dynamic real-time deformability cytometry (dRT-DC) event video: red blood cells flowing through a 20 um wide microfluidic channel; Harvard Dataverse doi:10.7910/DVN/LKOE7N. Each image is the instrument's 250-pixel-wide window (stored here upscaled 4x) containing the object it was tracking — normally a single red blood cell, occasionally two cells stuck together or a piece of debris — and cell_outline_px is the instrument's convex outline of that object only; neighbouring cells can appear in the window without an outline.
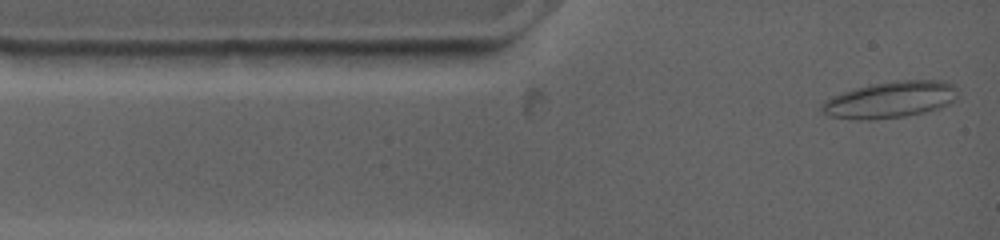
{"species": "common noctule bat (a hibernating species)", "species_latin": "Nyctalus noctula", "temperature_condition": "warm", "stored_images_in_passage": 82, "camera_frame_rate_fps": 4500, "um_per_image_px": 0.085, "animal": {"sex": "female", "body_mass_g": 19.0, "forearm_length_mm": 53.3}, "frame": {"image": 1, "passage_image": 3, "time_ms": 0.222, "image_size_px": [1000, 240], "cell_outline_px": [[952, 100], [948, 104], [924, 112], [904, 116], [868, 120], [860, 120], [828, 116], [820, 108], [820, 104], [824, 100], [832, 96], [856, 88], [872, 84], [896, 80], [936, 80], [952, 84]], "centroid_in_image_um": [75.54, 8.48], "position_along_channel_um": 9.5, "area_um2": 28.21}}
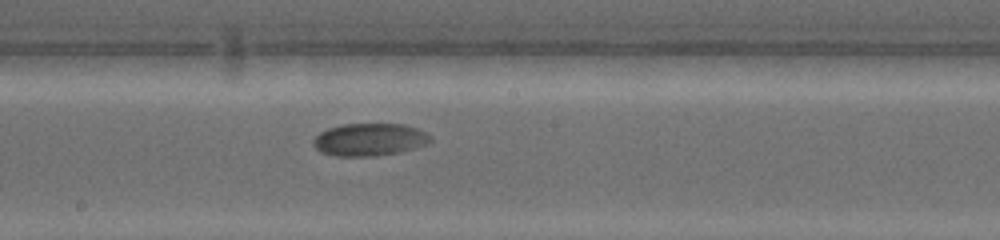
{"frame": {"image": 2, "passage_image": 39, "time_ms": 7.111, "image_size_px": [1000, 240], "cell_outline_px": [[432, 140], [424, 144], [412, 148], [396, 152], [372, 156], [340, 156], [324, 152], [316, 148], [312, 140], [320, 132], [328, 128], [344, 124], [404, 124], [416, 128], [424, 132]], "centroid_in_image_um": [31.37, 11.85], "position_along_channel_um": 216.8, "area_um2": 21.62}}
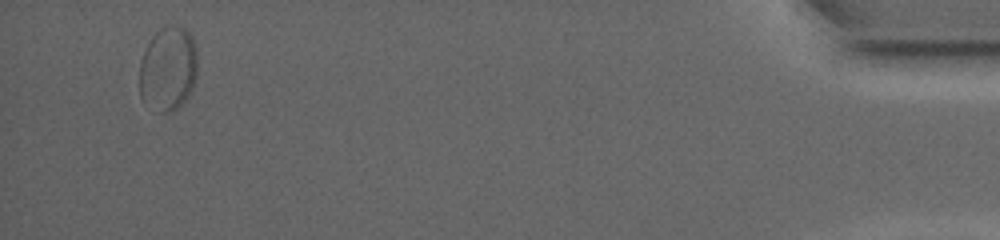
{"frame": {"image": 3, "passage_image": 81, "time_ms": 16.444, "image_size_px": [1000, 240], "cell_outline_px": [[196, 76], [192, 88], [188, 96], [176, 108], [168, 112], [160, 112], [140, 96], [140, 60], [152, 36], [164, 24], [176, 24], [184, 28], [192, 36], [196, 48]], "centroid_in_image_um": [14.29, 5.78], "position_along_channel_um": 420.9, "area_um2": 28.32}}